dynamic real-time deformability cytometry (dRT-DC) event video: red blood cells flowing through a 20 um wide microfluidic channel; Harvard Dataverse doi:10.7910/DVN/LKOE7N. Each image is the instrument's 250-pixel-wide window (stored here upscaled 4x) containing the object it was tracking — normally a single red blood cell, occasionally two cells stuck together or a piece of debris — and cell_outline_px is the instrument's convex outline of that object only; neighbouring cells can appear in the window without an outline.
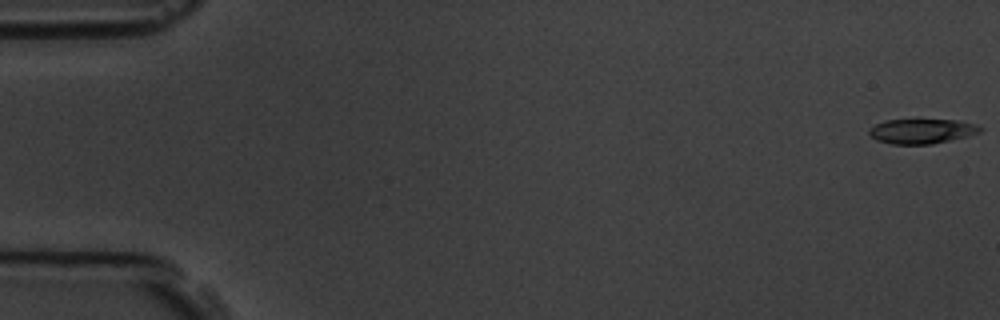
{"species": "common noctule bat (a hibernating species)", "species_latin": "Nyctalus noctula", "temperature_condition": "room temperature", "stored_images_in_passage": 10, "camera_frame_rate_fps": 3000, "um_per_image_px": 0.085, "animal": {"sex": "male", "body_mass_g": 19.5, "forearm_length_mm": 54.6}, "frame": {"image": 1, "passage_image": 1, "time_ms": 0.0, "image_size_px": [1000, 320], "cell_outline_px": [[984, 128], [980, 132], [968, 136], [932, 144], [892, 144], [876, 140], [868, 132], [868, 128], [884, 120], [956, 120], [976, 124]], "centroid_in_image_um": [78.35, 11.15], "position_along_channel_um": 6.6, "area_um2": 16.01}}
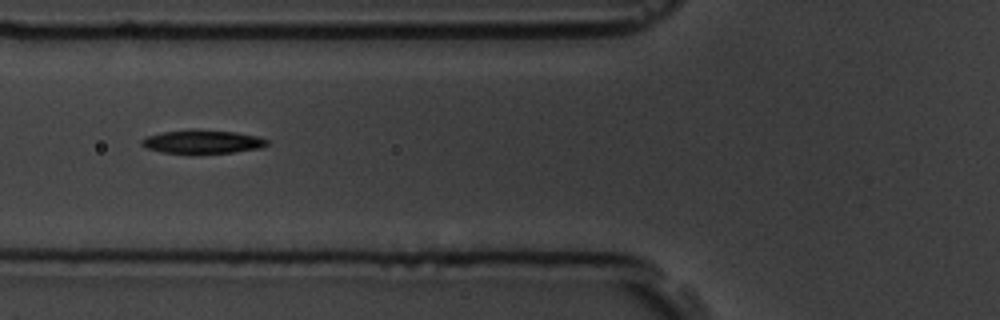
{"frame": {"image": 2, "passage_image": 7, "time_ms": 6.667, "image_size_px": [1000, 320], "cell_outline_px": [[268, 144], [260, 148], [232, 152], [188, 156], [160, 152], [144, 148], [140, 144], [140, 140], [148, 136], [164, 132], [192, 128], [196, 128], [236, 132], [256, 136], [268, 140]], "centroid_in_image_um": [17.13, 12.07], "position_along_channel_um": 108.7, "area_um2": 18.09}}
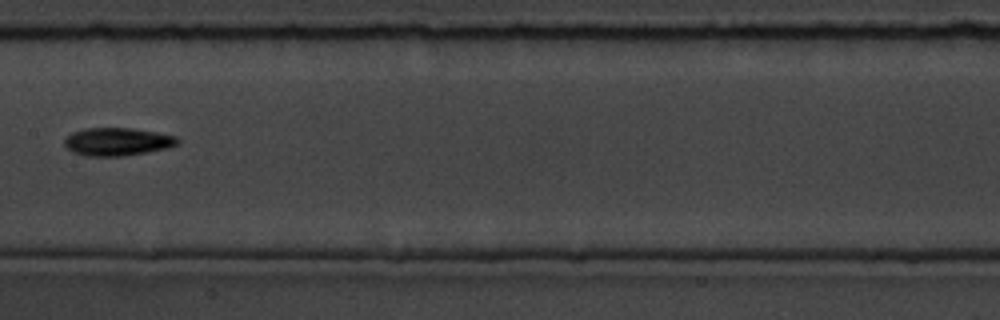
{"frame": {"image": 3, "passage_image": 9, "time_ms": 9.0, "image_size_px": [1000, 320], "cell_outline_px": [[180, 140], [176, 144], [168, 148], [124, 156], [88, 156], [72, 152], [64, 144], [64, 140], [72, 132], [84, 128], [128, 128], [156, 132], [176, 136]], "centroid_in_image_um": [9.96, 12.04], "position_along_channel_um": 197.4, "area_um2": 18.32}}